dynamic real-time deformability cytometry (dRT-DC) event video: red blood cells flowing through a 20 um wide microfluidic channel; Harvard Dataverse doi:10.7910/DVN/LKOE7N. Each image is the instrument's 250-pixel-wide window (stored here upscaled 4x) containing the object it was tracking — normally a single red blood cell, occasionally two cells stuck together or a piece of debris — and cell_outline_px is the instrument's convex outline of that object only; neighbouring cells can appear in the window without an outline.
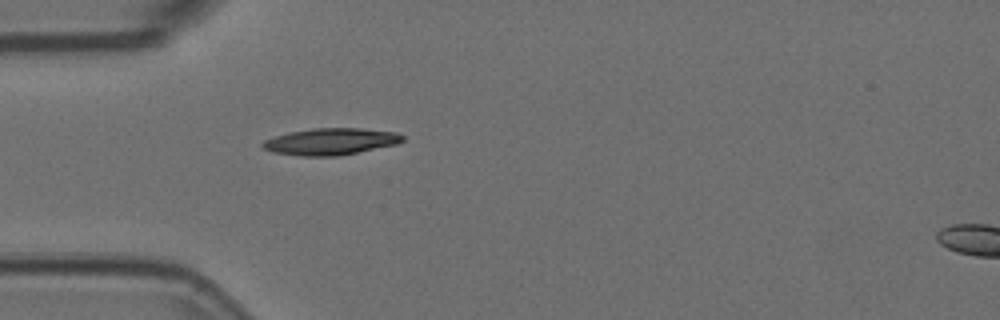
{"species": "Egyptian fruit bat (a non-hibernating species)", "species_latin": "Rousettus aegyptiacus", "temperature_condition": "room temperature", "stored_images_in_passage": 39, "camera_frame_rate_fps": 3000, "um_per_image_px": 0.085, "animal": {"sex": "female"}, "frame": {"image": 1, "passage_image": 1, "time_ms": 0.0, "image_size_px": [1000, 320], "cell_outline_px": [[404, 140], [396, 144], [336, 156], [300, 156], [272, 152], [264, 148], [260, 144], [264, 140], [288, 132], [312, 128], [360, 128], [396, 132], [404, 136]], "centroid_in_image_um": [28.08, 12.02], "position_along_channel_um": 56.9, "area_um2": 21.68}}
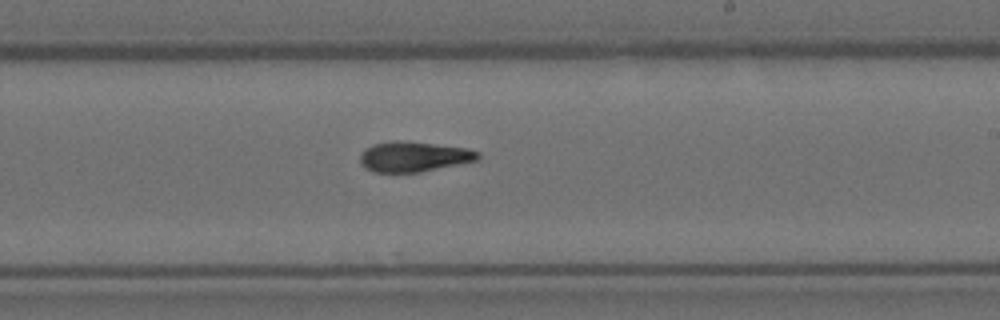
{"frame": {"image": 2, "passage_image": 17, "time_ms": 5.333, "image_size_px": [1000, 320], "cell_outline_px": [[480, 160], [420, 172], [372, 172], [364, 168], [360, 164], [360, 152], [364, 148], [372, 144], [392, 140], [396, 140], [468, 148], [480, 152]], "centroid_in_image_um": [35.14, 13.32], "position_along_channel_um": 253.9, "area_um2": 20.98}}
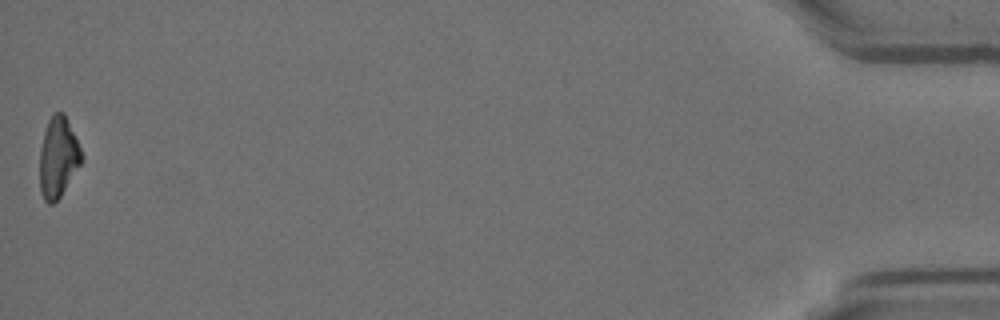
{"frame": {"image": 3, "passage_image": 39, "time_ms": 12.667, "image_size_px": [1000, 320], "cell_outline_px": [[84, 160], [60, 196], [52, 204], [48, 204], [44, 200], [40, 192], [40, 148], [44, 132], [48, 120], [56, 112], [64, 112], [84, 156]], "centroid_in_image_um": [4.95, 13.38], "position_along_channel_um": 430.3, "area_um2": 19.59}, "authors_computed_cell_mechanics": {"area_um2": 20.6346, "velocity_mm_per_s": 3.7582, "shape_relaxation_time_tau1_ms": 9.556, "shape_relaxation_time_tau2_ms": 3.7715, "deformation_change_tau1": 0.2344, "deformation_change_tau2": 0.1145}}